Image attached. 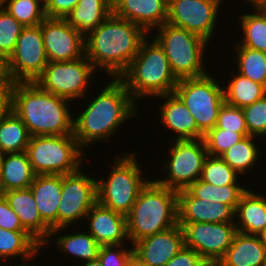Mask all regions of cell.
<instances>
[{
  "mask_svg": "<svg viewBox=\"0 0 266 266\" xmlns=\"http://www.w3.org/2000/svg\"><path fill=\"white\" fill-rule=\"evenodd\" d=\"M128 153L114 157V165L109 167L110 172L105 179L97 178V201L125 216L132 210L140 190L149 181L145 171H142L143 167L139 166L140 160L137 159L140 156L134 151Z\"/></svg>",
  "mask_w": 266,
  "mask_h": 266,
  "instance_id": "obj_6",
  "label": "cell"
},
{
  "mask_svg": "<svg viewBox=\"0 0 266 266\" xmlns=\"http://www.w3.org/2000/svg\"><path fill=\"white\" fill-rule=\"evenodd\" d=\"M41 249L42 250H44L43 249V247L41 246L32 256H30V257H28V258H26V259H23V260H21V262L23 263V264H19V263H16V264H13V265H9V266H37V264L35 265V264H33V263H28V262H31L34 258H37L36 256L39 254V252L41 251ZM1 263V265L0 266H3L2 265V261H0ZM27 262V263H26ZM8 264L9 263H7V266H8ZM31 264V265H30ZM33 264V265H32ZM4 266H6V265H4ZM38 266H41V265H38Z\"/></svg>",
  "mask_w": 266,
  "mask_h": 266,
  "instance_id": "obj_47",
  "label": "cell"
},
{
  "mask_svg": "<svg viewBox=\"0 0 266 266\" xmlns=\"http://www.w3.org/2000/svg\"><path fill=\"white\" fill-rule=\"evenodd\" d=\"M39 1L41 4H43L44 6L47 5V3L49 2V0H37Z\"/></svg>",
  "mask_w": 266,
  "mask_h": 266,
  "instance_id": "obj_55",
  "label": "cell"
},
{
  "mask_svg": "<svg viewBox=\"0 0 266 266\" xmlns=\"http://www.w3.org/2000/svg\"><path fill=\"white\" fill-rule=\"evenodd\" d=\"M195 266H222L220 259L201 258Z\"/></svg>",
  "mask_w": 266,
  "mask_h": 266,
  "instance_id": "obj_48",
  "label": "cell"
},
{
  "mask_svg": "<svg viewBox=\"0 0 266 266\" xmlns=\"http://www.w3.org/2000/svg\"><path fill=\"white\" fill-rule=\"evenodd\" d=\"M260 8H261V9L264 11V13L266 14V3H264Z\"/></svg>",
  "mask_w": 266,
  "mask_h": 266,
  "instance_id": "obj_56",
  "label": "cell"
},
{
  "mask_svg": "<svg viewBox=\"0 0 266 266\" xmlns=\"http://www.w3.org/2000/svg\"><path fill=\"white\" fill-rule=\"evenodd\" d=\"M184 236L179 224L154 234L132 245L134 254L150 266H165L184 247Z\"/></svg>",
  "mask_w": 266,
  "mask_h": 266,
  "instance_id": "obj_17",
  "label": "cell"
},
{
  "mask_svg": "<svg viewBox=\"0 0 266 266\" xmlns=\"http://www.w3.org/2000/svg\"><path fill=\"white\" fill-rule=\"evenodd\" d=\"M35 176L26 151L5 153L0 177V194L9 190L28 188Z\"/></svg>",
  "mask_w": 266,
  "mask_h": 266,
  "instance_id": "obj_27",
  "label": "cell"
},
{
  "mask_svg": "<svg viewBox=\"0 0 266 266\" xmlns=\"http://www.w3.org/2000/svg\"><path fill=\"white\" fill-rule=\"evenodd\" d=\"M245 136H248V133L226 131V129L217 128L215 126L204 134L203 140L208 155L221 156Z\"/></svg>",
  "mask_w": 266,
  "mask_h": 266,
  "instance_id": "obj_39",
  "label": "cell"
},
{
  "mask_svg": "<svg viewBox=\"0 0 266 266\" xmlns=\"http://www.w3.org/2000/svg\"><path fill=\"white\" fill-rule=\"evenodd\" d=\"M173 144V145H172ZM171 147V148H170ZM169 157L162 164L164 178L155 179L160 185L180 191L200 179L208 156L203 138L174 140L169 145Z\"/></svg>",
  "mask_w": 266,
  "mask_h": 266,
  "instance_id": "obj_11",
  "label": "cell"
},
{
  "mask_svg": "<svg viewBox=\"0 0 266 266\" xmlns=\"http://www.w3.org/2000/svg\"><path fill=\"white\" fill-rule=\"evenodd\" d=\"M244 185L216 186L200 179L191 184L187 190L196 198L213 202L228 204L234 211L241 200L242 195L248 190Z\"/></svg>",
  "mask_w": 266,
  "mask_h": 266,
  "instance_id": "obj_34",
  "label": "cell"
},
{
  "mask_svg": "<svg viewBox=\"0 0 266 266\" xmlns=\"http://www.w3.org/2000/svg\"><path fill=\"white\" fill-rule=\"evenodd\" d=\"M67 228L69 229V227H62L51 230L49 239L42 247L44 248L45 245L49 247V245L53 243L52 241L50 243V239L54 237L53 241L55 240V246L58 247L57 249L60 252H63L64 256L69 255L70 257L73 255L76 260L81 261V264L82 262L84 263L97 259L100 245L95 241L94 237L87 230L85 232V229L84 232L76 231L75 233L62 234V231L64 233ZM55 236H57L56 239Z\"/></svg>",
  "mask_w": 266,
  "mask_h": 266,
  "instance_id": "obj_25",
  "label": "cell"
},
{
  "mask_svg": "<svg viewBox=\"0 0 266 266\" xmlns=\"http://www.w3.org/2000/svg\"><path fill=\"white\" fill-rule=\"evenodd\" d=\"M79 0H49L45 6L46 16L49 18H66L77 5Z\"/></svg>",
  "mask_w": 266,
  "mask_h": 266,
  "instance_id": "obj_44",
  "label": "cell"
},
{
  "mask_svg": "<svg viewBox=\"0 0 266 266\" xmlns=\"http://www.w3.org/2000/svg\"><path fill=\"white\" fill-rule=\"evenodd\" d=\"M3 156H4V153H1L0 152V177H1V169H2Z\"/></svg>",
  "mask_w": 266,
  "mask_h": 266,
  "instance_id": "obj_54",
  "label": "cell"
},
{
  "mask_svg": "<svg viewBox=\"0 0 266 266\" xmlns=\"http://www.w3.org/2000/svg\"><path fill=\"white\" fill-rule=\"evenodd\" d=\"M69 101L36 82H15L10 88V108L22 119L30 136L73 134Z\"/></svg>",
  "mask_w": 266,
  "mask_h": 266,
  "instance_id": "obj_3",
  "label": "cell"
},
{
  "mask_svg": "<svg viewBox=\"0 0 266 266\" xmlns=\"http://www.w3.org/2000/svg\"><path fill=\"white\" fill-rule=\"evenodd\" d=\"M0 228L11 231H27L2 194H0Z\"/></svg>",
  "mask_w": 266,
  "mask_h": 266,
  "instance_id": "obj_43",
  "label": "cell"
},
{
  "mask_svg": "<svg viewBox=\"0 0 266 266\" xmlns=\"http://www.w3.org/2000/svg\"><path fill=\"white\" fill-rule=\"evenodd\" d=\"M112 13L110 0H79L66 16L67 22L86 36Z\"/></svg>",
  "mask_w": 266,
  "mask_h": 266,
  "instance_id": "obj_28",
  "label": "cell"
},
{
  "mask_svg": "<svg viewBox=\"0 0 266 266\" xmlns=\"http://www.w3.org/2000/svg\"><path fill=\"white\" fill-rule=\"evenodd\" d=\"M24 26L0 4V57L6 61L13 53Z\"/></svg>",
  "mask_w": 266,
  "mask_h": 266,
  "instance_id": "obj_38",
  "label": "cell"
},
{
  "mask_svg": "<svg viewBox=\"0 0 266 266\" xmlns=\"http://www.w3.org/2000/svg\"><path fill=\"white\" fill-rule=\"evenodd\" d=\"M249 13H240L239 22L243 37H239L234 44H241L247 48L266 52V14L260 7L251 8ZM241 38V39H240Z\"/></svg>",
  "mask_w": 266,
  "mask_h": 266,
  "instance_id": "obj_32",
  "label": "cell"
},
{
  "mask_svg": "<svg viewBox=\"0 0 266 266\" xmlns=\"http://www.w3.org/2000/svg\"><path fill=\"white\" fill-rule=\"evenodd\" d=\"M12 83H0V117L10 108V88Z\"/></svg>",
  "mask_w": 266,
  "mask_h": 266,
  "instance_id": "obj_46",
  "label": "cell"
},
{
  "mask_svg": "<svg viewBox=\"0 0 266 266\" xmlns=\"http://www.w3.org/2000/svg\"><path fill=\"white\" fill-rule=\"evenodd\" d=\"M248 135L259 137L264 142L266 137V95L253 104L242 108ZM264 138V139H263Z\"/></svg>",
  "mask_w": 266,
  "mask_h": 266,
  "instance_id": "obj_40",
  "label": "cell"
},
{
  "mask_svg": "<svg viewBox=\"0 0 266 266\" xmlns=\"http://www.w3.org/2000/svg\"><path fill=\"white\" fill-rule=\"evenodd\" d=\"M264 266H266V255H265V261H264Z\"/></svg>",
  "mask_w": 266,
  "mask_h": 266,
  "instance_id": "obj_58",
  "label": "cell"
},
{
  "mask_svg": "<svg viewBox=\"0 0 266 266\" xmlns=\"http://www.w3.org/2000/svg\"><path fill=\"white\" fill-rule=\"evenodd\" d=\"M155 30L157 32H154V39L163 48L170 68L178 80L198 78L209 73L205 70L204 55L210 43L167 22Z\"/></svg>",
  "mask_w": 266,
  "mask_h": 266,
  "instance_id": "obj_7",
  "label": "cell"
},
{
  "mask_svg": "<svg viewBox=\"0 0 266 266\" xmlns=\"http://www.w3.org/2000/svg\"><path fill=\"white\" fill-rule=\"evenodd\" d=\"M85 220L87 222L85 225H88L85 227L86 230L100 246L129 243L125 215L115 212L97 201L87 213Z\"/></svg>",
  "mask_w": 266,
  "mask_h": 266,
  "instance_id": "obj_18",
  "label": "cell"
},
{
  "mask_svg": "<svg viewBox=\"0 0 266 266\" xmlns=\"http://www.w3.org/2000/svg\"><path fill=\"white\" fill-rule=\"evenodd\" d=\"M178 224L183 231L185 246L192 248L201 258L221 260L237 233L234 222Z\"/></svg>",
  "mask_w": 266,
  "mask_h": 266,
  "instance_id": "obj_15",
  "label": "cell"
},
{
  "mask_svg": "<svg viewBox=\"0 0 266 266\" xmlns=\"http://www.w3.org/2000/svg\"><path fill=\"white\" fill-rule=\"evenodd\" d=\"M2 195L18 215L22 226L43 245L49 239L51 229L42 221L30 188L9 190Z\"/></svg>",
  "mask_w": 266,
  "mask_h": 266,
  "instance_id": "obj_22",
  "label": "cell"
},
{
  "mask_svg": "<svg viewBox=\"0 0 266 266\" xmlns=\"http://www.w3.org/2000/svg\"><path fill=\"white\" fill-rule=\"evenodd\" d=\"M239 174L235 172L220 156L208 155L205 159L200 180L216 185H239Z\"/></svg>",
  "mask_w": 266,
  "mask_h": 266,
  "instance_id": "obj_37",
  "label": "cell"
},
{
  "mask_svg": "<svg viewBox=\"0 0 266 266\" xmlns=\"http://www.w3.org/2000/svg\"><path fill=\"white\" fill-rule=\"evenodd\" d=\"M148 33L111 13L85 36V56L108 78H119L130 66Z\"/></svg>",
  "mask_w": 266,
  "mask_h": 266,
  "instance_id": "obj_2",
  "label": "cell"
},
{
  "mask_svg": "<svg viewBox=\"0 0 266 266\" xmlns=\"http://www.w3.org/2000/svg\"><path fill=\"white\" fill-rule=\"evenodd\" d=\"M128 266H150L149 264H147L146 262L142 261L141 259H139L134 253L131 256Z\"/></svg>",
  "mask_w": 266,
  "mask_h": 266,
  "instance_id": "obj_50",
  "label": "cell"
},
{
  "mask_svg": "<svg viewBox=\"0 0 266 266\" xmlns=\"http://www.w3.org/2000/svg\"><path fill=\"white\" fill-rule=\"evenodd\" d=\"M131 246L129 244L100 246L98 259L102 266H128L129 260L134 253Z\"/></svg>",
  "mask_w": 266,
  "mask_h": 266,
  "instance_id": "obj_42",
  "label": "cell"
},
{
  "mask_svg": "<svg viewBox=\"0 0 266 266\" xmlns=\"http://www.w3.org/2000/svg\"><path fill=\"white\" fill-rule=\"evenodd\" d=\"M41 33L48 62H68L85 56V36L65 18L46 17Z\"/></svg>",
  "mask_w": 266,
  "mask_h": 266,
  "instance_id": "obj_16",
  "label": "cell"
},
{
  "mask_svg": "<svg viewBox=\"0 0 266 266\" xmlns=\"http://www.w3.org/2000/svg\"><path fill=\"white\" fill-rule=\"evenodd\" d=\"M112 13L142 27L149 35L167 22L168 0H116Z\"/></svg>",
  "mask_w": 266,
  "mask_h": 266,
  "instance_id": "obj_20",
  "label": "cell"
},
{
  "mask_svg": "<svg viewBox=\"0 0 266 266\" xmlns=\"http://www.w3.org/2000/svg\"><path fill=\"white\" fill-rule=\"evenodd\" d=\"M30 137L26 125L11 108L0 117L1 153L25 152Z\"/></svg>",
  "mask_w": 266,
  "mask_h": 266,
  "instance_id": "obj_29",
  "label": "cell"
},
{
  "mask_svg": "<svg viewBox=\"0 0 266 266\" xmlns=\"http://www.w3.org/2000/svg\"><path fill=\"white\" fill-rule=\"evenodd\" d=\"M149 36L142 42L139 52L129 68L119 77L133 100L151 99L174 93L178 79L173 74L163 48ZM141 99V100H140Z\"/></svg>",
  "mask_w": 266,
  "mask_h": 266,
  "instance_id": "obj_5",
  "label": "cell"
},
{
  "mask_svg": "<svg viewBox=\"0 0 266 266\" xmlns=\"http://www.w3.org/2000/svg\"><path fill=\"white\" fill-rule=\"evenodd\" d=\"M201 259L200 255L192 248L184 247L172 257L165 266H195Z\"/></svg>",
  "mask_w": 266,
  "mask_h": 266,
  "instance_id": "obj_45",
  "label": "cell"
},
{
  "mask_svg": "<svg viewBox=\"0 0 266 266\" xmlns=\"http://www.w3.org/2000/svg\"><path fill=\"white\" fill-rule=\"evenodd\" d=\"M0 83H12L6 75L5 61L0 57Z\"/></svg>",
  "mask_w": 266,
  "mask_h": 266,
  "instance_id": "obj_49",
  "label": "cell"
},
{
  "mask_svg": "<svg viewBox=\"0 0 266 266\" xmlns=\"http://www.w3.org/2000/svg\"><path fill=\"white\" fill-rule=\"evenodd\" d=\"M104 86L80 113L73 116V135L85 151L96 141L109 142L127 120L140 116L139 104H135L120 78H111Z\"/></svg>",
  "mask_w": 266,
  "mask_h": 266,
  "instance_id": "obj_1",
  "label": "cell"
},
{
  "mask_svg": "<svg viewBox=\"0 0 266 266\" xmlns=\"http://www.w3.org/2000/svg\"><path fill=\"white\" fill-rule=\"evenodd\" d=\"M212 1L219 2L221 5H223V2H224L225 0H212Z\"/></svg>",
  "mask_w": 266,
  "mask_h": 266,
  "instance_id": "obj_57",
  "label": "cell"
},
{
  "mask_svg": "<svg viewBox=\"0 0 266 266\" xmlns=\"http://www.w3.org/2000/svg\"><path fill=\"white\" fill-rule=\"evenodd\" d=\"M62 175V192L57 211V228L85 223V217L97 202V178L83 172ZM89 176H88V175ZM82 220V221H81ZM79 222V223H78Z\"/></svg>",
  "mask_w": 266,
  "mask_h": 266,
  "instance_id": "obj_13",
  "label": "cell"
},
{
  "mask_svg": "<svg viewBox=\"0 0 266 266\" xmlns=\"http://www.w3.org/2000/svg\"><path fill=\"white\" fill-rule=\"evenodd\" d=\"M221 4L212 0H168L167 23L184 28L208 43L214 39ZM219 16V17H218Z\"/></svg>",
  "mask_w": 266,
  "mask_h": 266,
  "instance_id": "obj_14",
  "label": "cell"
},
{
  "mask_svg": "<svg viewBox=\"0 0 266 266\" xmlns=\"http://www.w3.org/2000/svg\"><path fill=\"white\" fill-rule=\"evenodd\" d=\"M96 69L86 56L68 62H48L35 82L44 90L70 100H85L91 89ZM90 85V86H89ZM90 88V89H89Z\"/></svg>",
  "mask_w": 266,
  "mask_h": 266,
  "instance_id": "obj_10",
  "label": "cell"
},
{
  "mask_svg": "<svg viewBox=\"0 0 266 266\" xmlns=\"http://www.w3.org/2000/svg\"><path fill=\"white\" fill-rule=\"evenodd\" d=\"M216 127L236 133H248L242 108L232 106L226 102L220 108Z\"/></svg>",
  "mask_w": 266,
  "mask_h": 266,
  "instance_id": "obj_41",
  "label": "cell"
},
{
  "mask_svg": "<svg viewBox=\"0 0 266 266\" xmlns=\"http://www.w3.org/2000/svg\"><path fill=\"white\" fill-rule=\"evenodd\" d=\"M84 263H82V265H79L80 264V262H79L78 266H102V264H101V262H100V260L98 258L95 259V260L84 262Z\"/></svg>",
  "mask_w": 266,
  "mask_h": 266,
  "instance_id": "obj_52",
  "label": "cell"
},
{
  "mask_svg": "<svg viewBox=\"0 0 266 266\" xmlns=\"http://www.w3.org/2000/svg\"><path fill=\"white\" fill-rule=\"evenodd\" d=\"M230 78L223 87L225 102L232 106L244 108L266 95L265 85L256 83L238 72Z\"/></svg>",
  "mask_w": 266,
  "mask_h": 266,
  "instance_id": "obj_31",
  "label": "cell"
},
{
  "mask_svg": "<svg viewBox=\"0 0 266 266\" xmlns=\"http://www.w3.org/2000/svg\"><path fill=\"white\" fill-rule=\"evenodd\" d=\"M257 138L251 135L245 136L220 156L240 176L247 177L248 172L250 174L254 172L252 169L257 167L255 165L261 158L260 155L262 156L260 153L262 149L257 145Z\"/></svg>",
  "mask_w": 266,
  "mask_h": 266,
  "instance_id": "obj_30",
  "label": "cell"
},
{
  "mask_svg": "<svg viewBox=\"0 0 266 266\" xmlns=\"http://www.w3.org/2000/svg\"><path fill=\"white\" fill-rule=\"evenodd\" d=\"M234 223L237 232L260 235L266 228V195L249 188L235 209Z\"/></svg>",
  "mask_w": 266,
  "mask_h": 266,
  "instance_id": "obj_24",
  "label": "cell"
},
{
  "mask_svg": "<svg viewBox=\"0 0 266 266\" xmlns=\"http://www.w3.org/2000/svg\"><path fill=\"white\" fill-rule=\"evenodd\" d=\"M260 237L262 239V242L266 245V228L263 230V232L260 234Z\"/></svg>",
  "mask_w": 266,
  "mask_h": 266,
  "instance_id": "obj_53",
  "label": "cell"
},
{
  "mask_svg": "<svg viewBox=\"0 0 266 266\" xmlns=\"http://www.w3.org/2000/svg\"><path fill=\"white\" fill-rule=\"evenodd\" d=\"M156 99L165 100L159 104L158 112L162 125L174 133V140L203 138L204 134L197 128L195 118L175 93L161 95Z\"/></svg>",
  "mask_w": 266,
  "mask_h": 266,
  "instance_id": "obj_21",
  "label": "cell"
},
{
  "mask_svg": "<svg viewBox=\"0 0 266 266\" xmlns=\"http://www.w3.org/2000/svg\"><path fill=\"white\" fill-rule=\"evenodd\" d=\"M42 221L51 229H57V211L62 192V175H36L29 186Z\"/></svg>",
  "mask_w": 266,
  "mask_h": 266,
  "instance_id": "obj_23",
  "label": "cell"
},
{
  "mask_svg": "<svg viewBox=\"0 0 266 266\" xmlns=\"http://www.w3.org/2000/svg\"><path fill=\"white\" fill-rule=\"evenodd\" d=\"M47 65L41 23L24 27L13 53L5 61L7 77L12 83L35 82Z\"/></svg>",
  "mask_w": 266,
  "mask_h": 266,
  "instance_id": "obj_12",
  "label": "cell"
},
{
  "mask_svg": "<svg viewBox=\"0 0 266 266\" xmlns=\"http://www.w3.org/2000/svg\"><path fill=\"white\" fill-rule=\"evenodd\" d=\"M177 193L160 185L154 178L147 182L126 215L129 244L178 224Z\"/></svg>",
  "mask_w": 266,
  "mask_h": 266,
  "instance_id": "obj_4",
  "label": "cell"
},
{
  "mask_svg": "<svg viewBox=\"0 0 266 266\" xmlns=\"http://www.w3.org/2000/svg\"><path fill=\"white\" fill-rule=\"evenodd\" d=\"M26 152L36 175L77 172L86 158L73 134L31 136Z\"/></svg>",
  "mask_w": 266,
  "mask_h": 266,
  "instance_id": "obj_8",
  "label": "cell"
},
{
  "mask_svg": "<svg viewBox=\"0 0 266 266\" xmlns=\"http://www.w3.org/2000/svg\"><path fill=\"white\" fill-rule=\"evenodd\" d=\"M212 76L208 73L198 78L180 79L174 90L203 134L216 126L220 108L225 102L224 87L216 75Z\"/></svg>",
  "mask_w": 266,
  "mask_h": 266,
  "instance_id": "obj_9",
  "label": "cell"
},
{
  "mask_svg": "<svg viewBox=\"0 0 266 266\" xmlns=\"http://www.w3.org/2000/svg\"><path fill=\"white\" fill-rule=\"evenodd\" d=\"M42 245L28 231H11L0 228V261L17 257L26 259ZM3 259V260H2Z\"/></svg>",
  "mask_w": 266,
  "mask_h": 266,
  "instance_id": "obj_33",
  "label": "cell"
},
{
  "mask_svg": "<svg viewBox=\"0 0 266 266\" xmlns=\"http://www.w3.org/2000/svg\"><path fill=\"white\" fill-rule=\"evenodd\" d=\"M232 49L235 55L233 59L237 61L235 71L266 86V52L253 50L241 44H235Z\"/></svg>",
  "mask_w": 266,
  "mask_h": 266,
  "instance_id": "obj_35",
  "label": "cell"
},
{
  "mask_svg": "<svg viewBox=\"0 0 266 266\" xmlns=\"http://www.w3.org/2000/svg\"><path fill=\"white\" fill-rule=\"evenodd\" d=\"M178 223L234 222L235 211L221 202H207L194 197L187 189L177 193Z\"/></svg>",
  "mask_w": 266,
  "mask_h": 266,
  "instance_id": "obj_19",
  "label": "cell"
},
{
  "mask_svg": "<svg viewBox=\"0 0 266 266\" xmlns=\"http://www.w3.org/2000/svg\"><path fill=\"white\" fill-rule=\"evenodd\" d=\"M242 2H245L247 4L250 5L249 7H261L264 3H266V0H244Z\"/></svg>",
  "mask_w": 266,
  "mask_h": 266,
  "instance_id": "obj_51",
  "label": "cell"
},
{
  "mask_svg": "<svg viewBox=\"0 0 266 266\" xmlns=\"http://www.w3.org/2000/svg\"><path fill=\"white\" fill-rule=\"evenodd\" d=\"M1 5L24 27L39 25L47 17L37 0H4Z\"/></svg>",
  "mask_w": 266,
  "mask_h": 266,
  "instance_id": "obj_36",
  "label": "cell"
},
{
  "mask_svg": "<svg viewBox=\"0 0 266 266\" xmlns=\"http://www.w3.org/2000/svg\"><path fill=\"white\" fill-rule=\"evenodd\" d=\"M266 245L260 235L237 232L221 259L222 266H264Z\"/></svg>",
  "mask_w": 266,
  "mask_h": 266,
  "instance_id": "obj_26",
  "label": "cell"
}]
</instances>
